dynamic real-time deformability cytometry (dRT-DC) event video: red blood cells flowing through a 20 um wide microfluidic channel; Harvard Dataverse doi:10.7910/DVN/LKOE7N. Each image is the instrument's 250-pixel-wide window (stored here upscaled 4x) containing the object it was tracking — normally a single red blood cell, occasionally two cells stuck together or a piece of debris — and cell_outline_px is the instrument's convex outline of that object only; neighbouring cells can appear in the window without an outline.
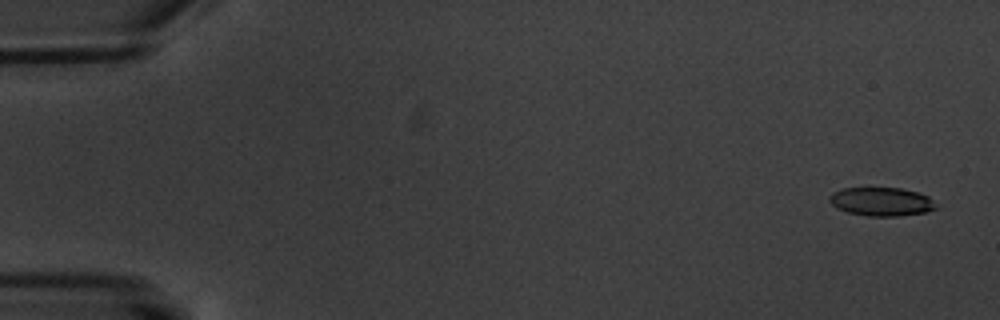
{"species": "common noctule bat (a hibernating species)", "species_latin": "Nyctalus noctula", "temperature_condition": "warm", "stored_images_in_passage": 7, "camera_frame_rate_fps": 3000, "um_per_image_px": 0.085, "animal": {"sex": "male", "body_mass_g": 20.1, "forearm_length_mm": 53.5}, "frame": {"image": 1, "passage_image": 1, "time_ms": 0.0, "image_size_px": [1000, 320], "cell_outline_px": [[940, 208], [924, 212], [900, 216], [868, 216], [848, 212], [836, 208], [828, 200], [828, 196], [832, 192], [844, 188], [900, 188], [920, 192], [928, 196]], "centroid_in_image_um": [74.93, 17.14], "position_along_channel_um": 10.1, "area_um2": 17.92}}
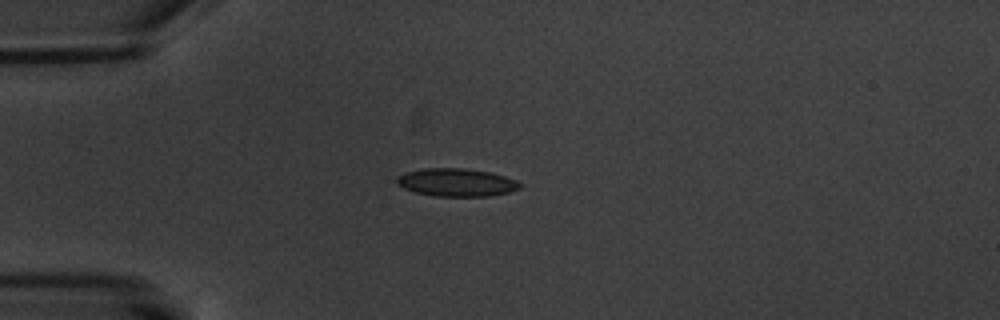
{"frame": {"image": 2, "passage_image": 4, "time_ms": 4.667, "image_size_px": [1000, 320], "cell_outline_px": [[524, 184], [520, 188], [508, 192], [488, 196], [436, 196], [416, 192], [404, 188], [396, 184], [396, 176], [404, 172], [424, 168], [464, 168], [488, 172], [504, 176], [516, 180]], "centroid_in_image_um": [38.78, 15.5], "position_along_channel_um": 46.2, "area_um2": 20.06}}